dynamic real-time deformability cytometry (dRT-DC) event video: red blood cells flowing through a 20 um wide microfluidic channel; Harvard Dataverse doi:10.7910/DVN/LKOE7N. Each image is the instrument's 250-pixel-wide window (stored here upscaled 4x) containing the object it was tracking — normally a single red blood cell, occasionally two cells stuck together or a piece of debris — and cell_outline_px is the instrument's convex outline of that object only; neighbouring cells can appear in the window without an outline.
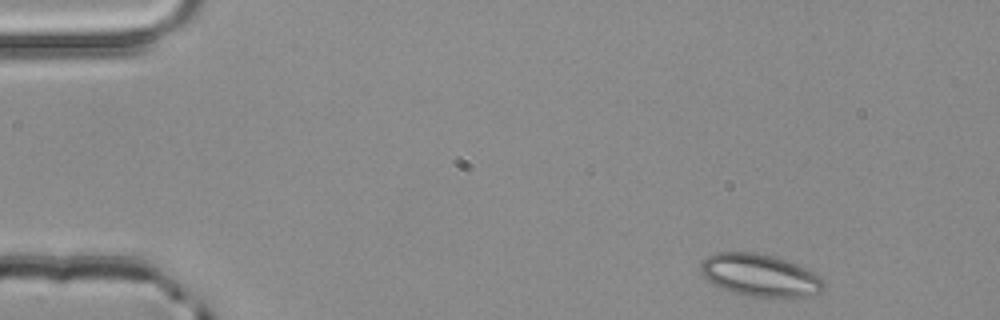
{"species": "common noctule bat (a hibernating species)", "species_latin": "Nyctalus noctula", "temperature_condition": "room temperature", "stored_images_in_passage": 3, "camera_frame_rate_fps": 3000, "um_per_image_px": 0.085, "animal": {"sex": "male", "body_mass_g": 20.4}, "frame": {"image": 1, "passage_image": 1, "time_ms": 0.0, "image_size_px": [1000, 320], "cell_outline_px": [[824, 292], [812, 296], [748, 296], [712, 284], [704, 276], [700, 268], [700, 264], [708, 256], [716, 252], [756, 252], [772, 256], [796, 264], [820, 276], [824, 280]], "centroid_in_image_um": [64.62, 23.39], "position_along_channel_um": 20.4, "area_um2": 30.0}}